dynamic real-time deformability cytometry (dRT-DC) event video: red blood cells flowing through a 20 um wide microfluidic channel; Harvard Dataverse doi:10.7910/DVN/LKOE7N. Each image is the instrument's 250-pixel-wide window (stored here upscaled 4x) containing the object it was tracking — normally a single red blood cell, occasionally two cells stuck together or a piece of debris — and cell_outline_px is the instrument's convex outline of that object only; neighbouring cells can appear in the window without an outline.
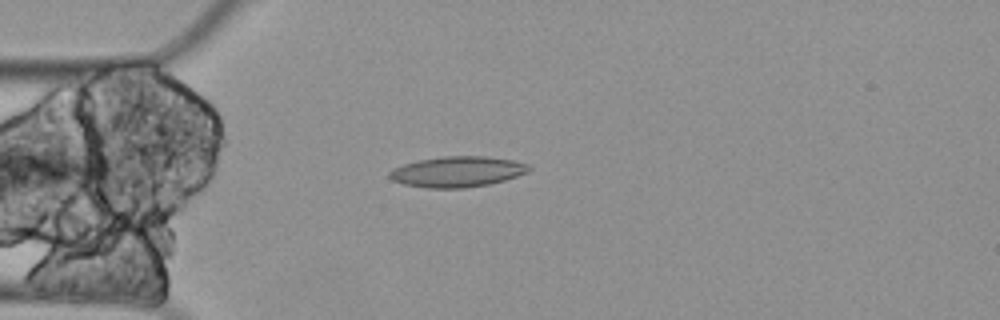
{"species": "Egyptian fruit bat (a non-hibernating species)", "species_latin": "Rousettus aegyptiacus", "temperature_condition": "cold", "stored_images_in_passage": 5, "camera_frame_rate_fps": 3000, "um_per_image_px": 0.085, "animal": {"sex": "female"}, "frame": {"image": 1, "passage_image": 5, "time_ms": 1.333, "image_size_px": [1000, 320], "cell_outline_px": [[532, 168], [528, 172], [504, 180], [488, 184], [464, 188], [428, 188], [404, 184], [392, 180], [388, 176], [388, 172], [392, 168], [404, 164], [420, 160], [444, 156], [484, 156], [512, 160], [528, 164]], "centroid_in_image_um": [38.86, 14.59], "position_along_channel_um": 46.1, "area_um2": 24.8}}